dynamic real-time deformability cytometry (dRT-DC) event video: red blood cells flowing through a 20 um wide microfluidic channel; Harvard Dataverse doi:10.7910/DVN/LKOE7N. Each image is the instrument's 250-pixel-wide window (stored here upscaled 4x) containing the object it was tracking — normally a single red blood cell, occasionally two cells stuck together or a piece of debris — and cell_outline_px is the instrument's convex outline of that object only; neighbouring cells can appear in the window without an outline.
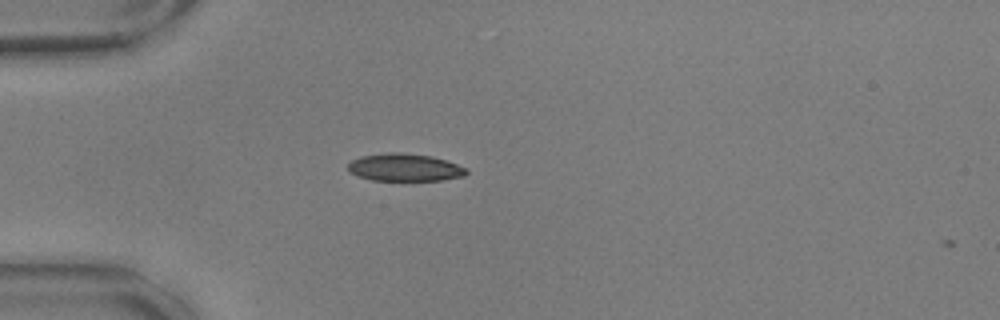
{"species": "common noctule bat (a hibernating species)", "species_latin": "Nyctalus noctula", "temperature_condition": "warm", "stored_images_in_passage": 2, "camera_frame_rate_fps": 3000, "um_per_image_px": 0.085, "animal": {"sex": "male", "body_mass_g": 17.9, "forearm_length_mm": 54.2}, "frame": {"image": 1, "passage_image": 1, "time_ms": 0.0, "image_size_px": [1000, 320], "cell_outline_px": [[468, 172], [464, 176], [440, 180], [372, 180], [348, 172], [348, 164], [352, 160], [360, 156], [388, 152], [400, 152], [432, 156], [468, 168]], "centroid_in_image_um": [34.39, 14.22], "position_along_channel_um": 50.6, "area_um2": 18.96}}